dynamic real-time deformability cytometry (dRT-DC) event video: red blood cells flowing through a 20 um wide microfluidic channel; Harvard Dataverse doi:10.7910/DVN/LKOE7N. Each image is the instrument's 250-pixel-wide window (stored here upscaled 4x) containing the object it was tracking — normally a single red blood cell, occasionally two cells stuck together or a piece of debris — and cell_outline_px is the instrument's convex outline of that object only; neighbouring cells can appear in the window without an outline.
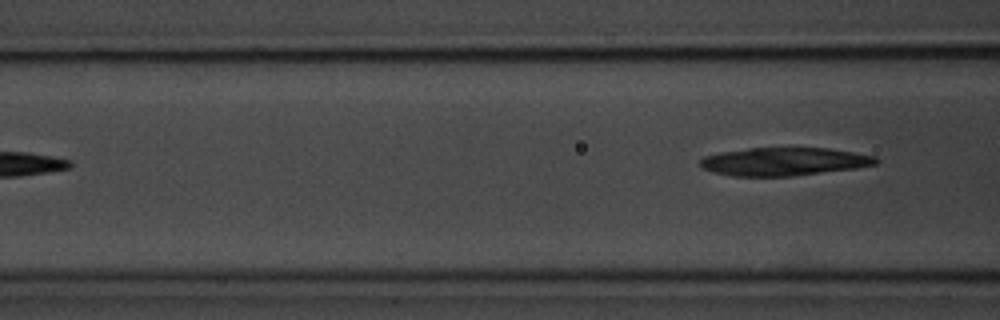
{"species": "common noctule bat (a hibernating species)", "species_latin": "Nyctalus noctula", "temperature_condition": "room temperature", "stored_images_in_passage": 4, "camera_frame_rate_fps": 3000, "um_per_image_px": 0.085, "animal": {"sex": "male", "body_mass_g": 20.1, "forearm_length_mm": 53.5}, "frame": {"image": 1, "passage_image": 4, "time_ms": 4.0, "image_size_px": [1000, 320], "cell_outline_px": [[880, 160], [876, 164], [856, 168], [792, 176], [732, 176], [712, 172], [704, 168], [700, 164], [700, 160], [704, 156], [720, 152], [748, 148], [828, 148], [876, 156]], "centroid_in_image_um": [66.64, 13.73], "position_along_channel_um": 100.0, "area_um2": 28.73}}